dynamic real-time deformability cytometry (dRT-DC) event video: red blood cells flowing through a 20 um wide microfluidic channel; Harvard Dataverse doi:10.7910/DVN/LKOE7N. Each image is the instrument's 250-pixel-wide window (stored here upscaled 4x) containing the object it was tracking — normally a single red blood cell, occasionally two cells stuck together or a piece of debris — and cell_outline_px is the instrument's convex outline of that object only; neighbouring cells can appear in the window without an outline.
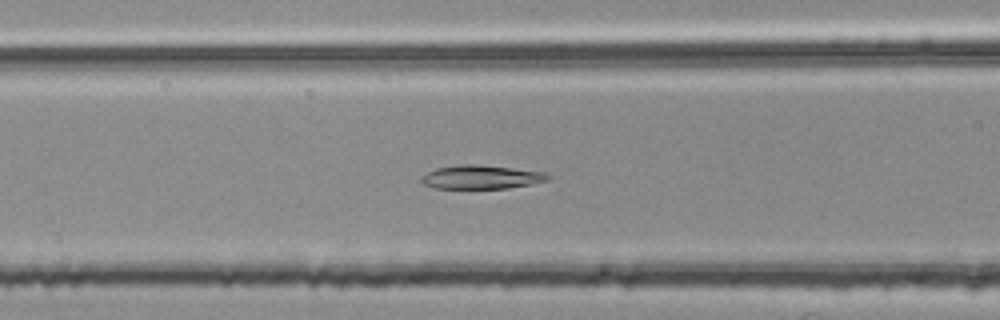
{"species": "common noctule bat (a hibernating species)", "species_latin": "Nyctalus noctula", "temperature_condition": "room temperature", "stored_images_in_passage": 49, "camera_frame_rate_fps": 3000, "um_per_image_px": 0.085, "animal": {"sex": "female", "body_mass_g": 25.1}, "frame": {"image": 1, "passage_image": 21, "time_ms": 6.667, "image_size_px": [1000, 320], "cell_outline_px": [[552, 176], [548, 180], [532, 184], [508, 188], [436, 188], [424, 184], [420, 180], [420, 176], [436, 168], [464, 164], [472, 164], [512, 168], [544, 172]], "centroid_in_image_um": [40.91, 15.05], "position_along_channel_um": 125.7, "area_um2": 17.34}}
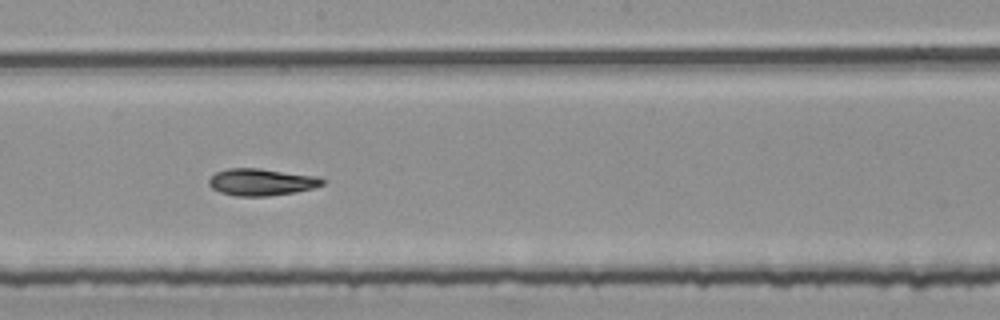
{"frame": {"image": 2, "passage_image": 29, "time_ms": 9.333, "image_size_px": [1000, 320], "cell_outline_px": [[324, 184], [312, 188], [296, 192], [268, 196], [236, 196], [220, 192], [212, 188], [208, 184], [208, 180], [216, 172], [228, 168], [256, 168], [320, 176], [324, 180]], "centroid_in_image_um": [22.22, 15.47], "position_along_channel_um": 226.0, "area_um2": 17.86}}
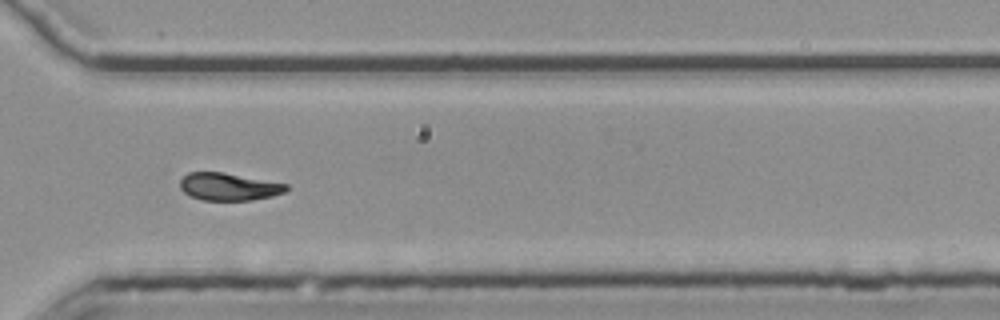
{"frame": {"image": 3, "passage_image": 39, "time_ms": 12.667, "image_size_px": [1000, 320], "cell_outline_px": [[288, 188], [284, 192], [272, 196], [252, 200], [200, 200], [184, 192], [180, 188], [180, 180], [188, 172], [224, 172], [288, 184]], "centroid_in_image_um": [19.44, 15.86], "position_along_channel_um": 351.2, "area_um2": 16.99}, "authors_computed_cell_mechanics": {"area_um2": 18.207, "velocity_mm_per_s": 3.76, "shape_relaxation_time_tau1_ms": 10.6361, "shape_relaxation_time_tau2_ms": 5.9117, "deformation_change_tau1": 0.2631, "deformation_change_tau2": 0.0928}}